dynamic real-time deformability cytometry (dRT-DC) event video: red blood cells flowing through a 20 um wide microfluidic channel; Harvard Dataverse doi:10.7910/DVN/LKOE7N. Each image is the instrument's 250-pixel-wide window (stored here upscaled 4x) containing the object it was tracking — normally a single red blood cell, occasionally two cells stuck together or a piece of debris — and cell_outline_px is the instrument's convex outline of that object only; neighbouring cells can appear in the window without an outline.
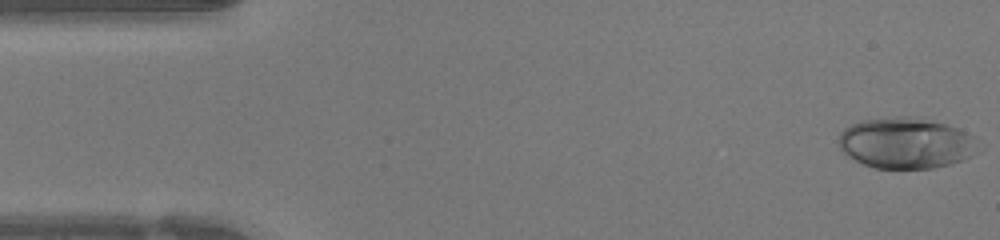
{"species": "human", "species_latin": "Homo sapiens", "temperature_condition": "warm", "stored_images_in_passage": 7, "camera_frame_rate_fps": 3000, "um_per_image_px": 0.085, "donor": {"sex": "female"}, "frame": {"image": 1, "passage_image": 1, "time_ms": 0.0, "image_size_px": [1000, 240], "cell_outline_px": [[984, 148], [972, 156], [948, 164], [932, 168], [876, 168], [864, 164], [848, 156], [840, 148], [840, 132], [844, 128], [860, 120], [900, 116], [916, 116], [948, 124], [976, 136]], "centroid_in_image_um": [77.09, 12.14], "position_along_channel_um": 7.9, "area_um2": 41.91}}